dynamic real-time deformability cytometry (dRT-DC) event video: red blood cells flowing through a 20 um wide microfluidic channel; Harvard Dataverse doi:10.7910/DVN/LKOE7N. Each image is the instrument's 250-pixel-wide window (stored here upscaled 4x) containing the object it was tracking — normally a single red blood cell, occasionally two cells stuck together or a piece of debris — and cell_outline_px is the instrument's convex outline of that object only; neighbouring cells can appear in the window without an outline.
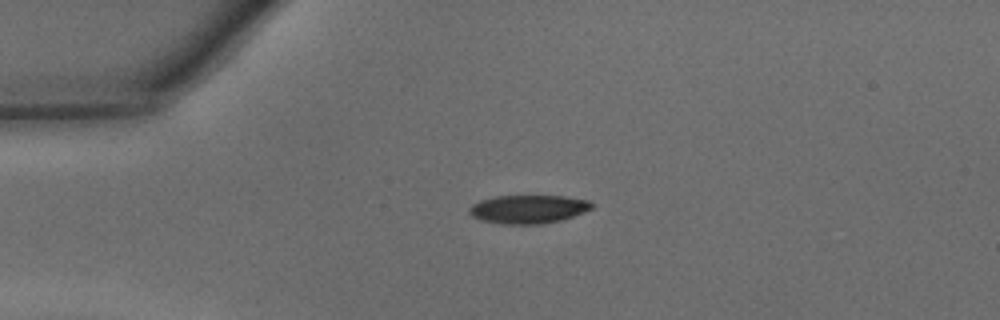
{"species": "common noctule bat (a hibernating species)", "species_latin": "Nyctalus noctula", "temperature_condition": "warm", "stored_images_in_passage": 36, "camera_frame_rate_fps": 3000, "um_per_image_px": 0.085, "animal": {"sex": "male", "body_mass_g": 15.6}, "frame": {"image": 1, "passage_image": 1, "time_ms": 0.0, "image_size_px": [1000, 320], "cell_outline_px": [[596, 204], [592, 208], [584, 212], [560, 220], [540, 224], [504, 224], [480, 220], [472, 216], [468, 212], [468, 208], [472, 204], [480, 200], [496, 196], [564, 196], [588, 200]], "centroid_in_image_um": [44.89, 17.77], "position_along_channel_um": 40.1, "area_um2": 20.35}}
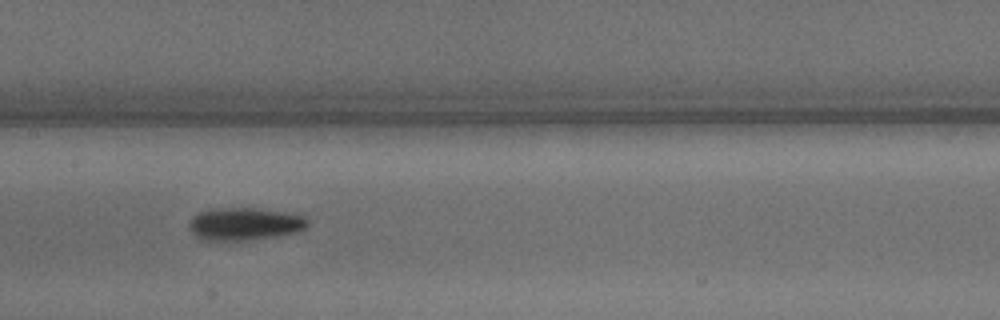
{"frame": {"image": 2, "passage_image": 13, "time_ms": 4.0, "image_size_px": [1000, 320], "cell_outline_px": [[308, 224], [304, 228], [296, 232], [276, 236], [248, 240], [200, 240], [192, 232], [188, 224], [192, 216], [200, 212], [212, 208], [256, 208], [304, 216], [308, 220]], "centroid_in_image_um": [20.74, 19.03], "position_along_channel_um": 186.7, "area_um2": 22.37}}
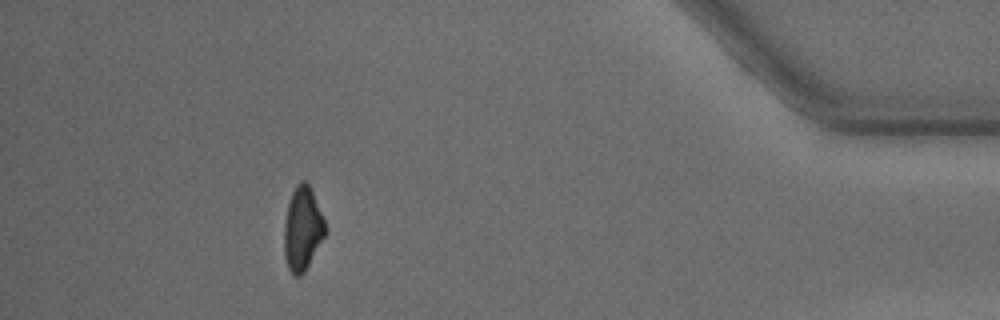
{"frame": {"image": 3, "passage_image": 32, "time_ms": 10.333, "image_size_px": [1000, 320], "cell_outline_px": [[328, 232], [304, 272], [300, 276], [296, 276], [288, 268], [284, 256], [284, 224], [288, 204], [292, 192], [296, 184], [300, 180], [304, 180], [308, 184], [312, 192], [328, 228]], "centroid_in_image_um": [25.73, 19.45], "position_along_channel_um": 409.5, "area_um2": 20.11}, "authors_computed_cell_mechanics": {"area_um2": 20.9814, "velocity_mm_per_s": 4.3585, "shape_relaxation_time_tau1_ms": 2.5739, "shape_relaxation_time_tau2_ms": null, "deformation_change_tau1": 0.1255, "deformation_change_tau2": null}}